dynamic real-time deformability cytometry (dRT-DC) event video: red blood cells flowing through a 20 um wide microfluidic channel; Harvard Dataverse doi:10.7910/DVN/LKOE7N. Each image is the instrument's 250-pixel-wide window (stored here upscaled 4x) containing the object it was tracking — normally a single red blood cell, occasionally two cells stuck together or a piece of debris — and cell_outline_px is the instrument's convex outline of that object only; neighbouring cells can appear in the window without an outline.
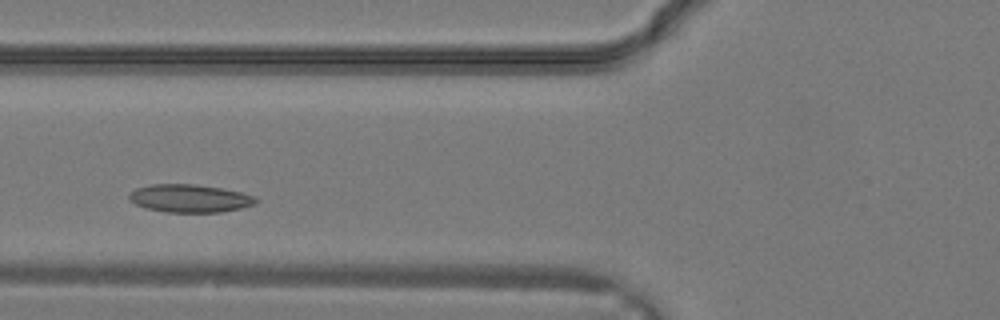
{"species": "common noctule bat (a hibernating species)", "species_latin": "Nyctalus noctula", "temperature_condition": "warm", "stored_images_in_passage": 25, "camera_frame_rate_fps": 3000, "um_per_image_px": 0.085, "animal": {"sex": "male", "body_mass_g": 19.2, "forearm_length_mm": 51.8}, "frame": {"image": 1, "passage_image": 6, "time_ms": 1.667, "image_size_px": [1000, 320], "cell_outline_px": [[260, 200], [256, 204], [240, 208], [220, 212], [164, 212], [144, 208], [128, 200], [128, 196], [136, 188], [152, 184], [196, 184], [220, 188], [240, 192], [256, 196]], "centroid_in_image_um": [16.13, 16.86], "position_along_channel_um": 109.7, "area_um2": 20.75}}
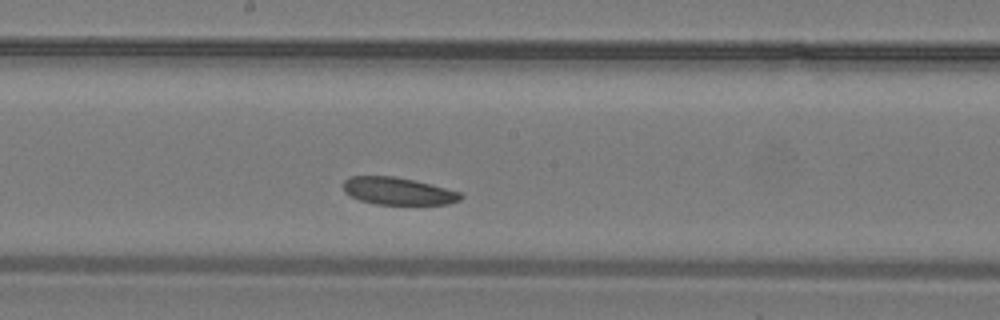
{"frame": {"image": 2, "passage_image": 11, "time_ms": 3.333, "image_size_px": [1000, 320], "cell_outline_px": [[464, 196], [460, 200], [448, 204], [376, 204], [360, 200], [344, 192], [344, 180], [352, 176], [392, 176], [412, 180], [460, 192]], "centroid_in_image_um": [33.82, 16.25], "position_along_channel_um": 214.4, "area_um2": 18.38}}
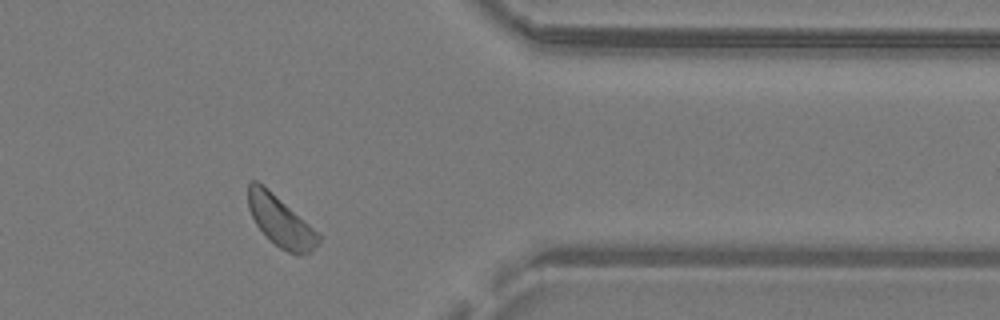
{"frame": {"image": 3, "passage_image": 20, "time_ms": 6.333, "image_size_px": [1000, 320], "cell_outline_px": [[320, 240], [312, 252], [288, 252], [280, 248], [256, 224], [248, 208], [248, 184], [252, 180], [256, 180], [268, 188], [320, 232]], "centroid_in_image_um": [23.86, 18.75], "position_along_channel_um": 387.5, "area_um2": 20.46}}